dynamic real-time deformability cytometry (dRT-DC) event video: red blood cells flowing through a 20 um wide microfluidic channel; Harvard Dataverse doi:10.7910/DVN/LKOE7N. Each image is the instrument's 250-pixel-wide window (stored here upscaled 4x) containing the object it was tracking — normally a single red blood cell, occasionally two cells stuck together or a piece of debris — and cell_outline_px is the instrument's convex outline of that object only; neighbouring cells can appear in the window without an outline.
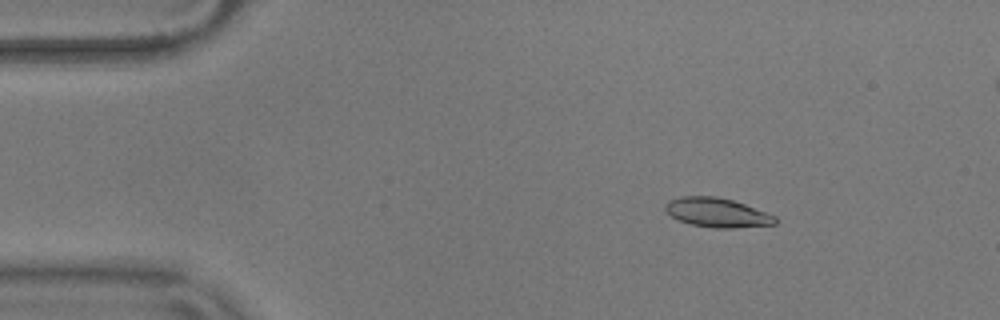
{"species": "common noctule bat (a hibernating species)", "species_latin": "Nyctalus noctula", "temperature_condition": "warm", "stored_images_in_passage": 56, "camera_frame_rate_fps": 3000, "um_per_image_px": 0.085, "animal": {"sex": "male", "body_mass_g": 17.9}, "frame": {"image": 1, "passage_image": 8, "time_ms": 2.333, "image_size_px": [1000, 320], "cell_outline_px": [[776, 224], [732, 228], [712, 228], [692, 224], [680, 220], [672, 216], [664, 208], [664, 204], [668, 200], [680, 196], [716, 196], [732, 200], [744, 204], [776, 216]], "centroid_in_image_um": [60.93, 18.06], "position_along_channel_um": 24.1, "area_um2": 18.61}}
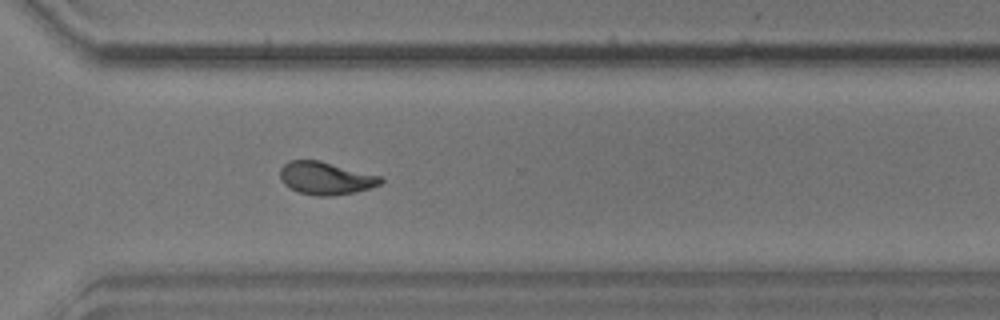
{"frame": {"image": 2, "passage_image": 40, "time_ms": 13.0, "image_size_px": [1000, 320], "cell_outline_px": [[384, 180], [380, 184], [368, 188], [352, 192], [332, 196], [316, 196], [300, 192], [284, 184], [280, 180], [280, 168], [288, 160], [320, 160], [380, 176]], "centroid_in_image_um": [27.65, 15.13], "position_along_channel_um": 343.0, "area_um2": 19.02}}
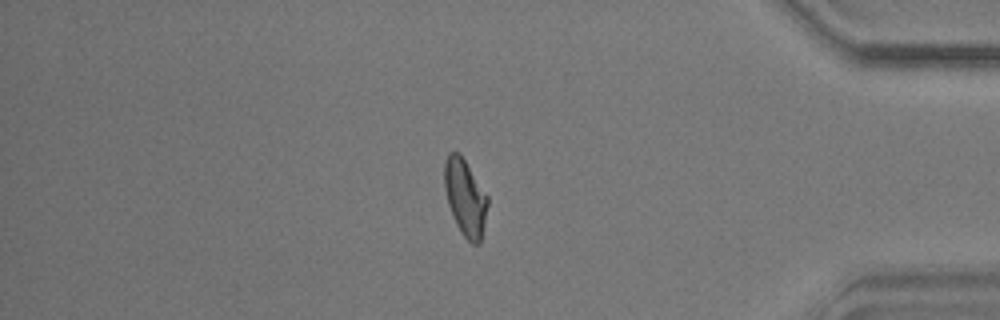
{"frame": {"image": 3, "passage_image": 47, "time_ms": 15.333, "image_size_px": [1000, 320], "cell_outline_px": [[488, 204], [480, 244], [472, 244], [460, 232], [456, 224], [448, 204], [444, 188], [444, 164], [448, 152], [460, 152], [488, 196]], "centroid_in_image_um": [39.53, 16.77], "position_along_channel_um": 395.7, "area_um2": 19.36}, "authors_computed_cell_mechanics": {"area_um2": 18.8428, "velocity_mm_per_s": 3.6238, "shape_relaxation_time_tau1_ms": 4.3093, "shape_relaxation_time_tau2_ms": 1.6697, "deformation_change_tau1": 0.1663, "deformation_change_tau2": 0.0774}}